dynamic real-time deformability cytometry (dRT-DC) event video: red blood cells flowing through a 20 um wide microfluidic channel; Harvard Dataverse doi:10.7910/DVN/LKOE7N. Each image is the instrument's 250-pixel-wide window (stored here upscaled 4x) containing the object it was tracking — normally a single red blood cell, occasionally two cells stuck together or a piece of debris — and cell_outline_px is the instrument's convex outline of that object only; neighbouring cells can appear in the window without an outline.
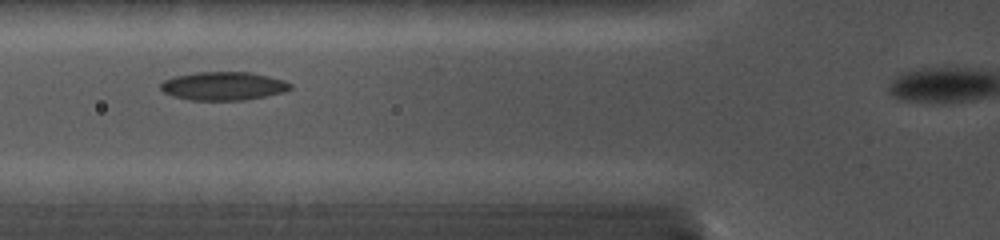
{"species": "common noctule bat (a hibernating species)", "species_latin": "Nyctalus noctula", "temperature_condition": "cold", "stored_images_in_passage": 17, "segment_of_instrument_passage": [1, 2], "camera_frame_rate_fps": 5000, "um_per_image_px": 0.085, "animal": {"sex": "female", "body_mass_g": 19.0, "forearm_length_mm": 56.7}, "frame": {"image": 1, "passage_image": 6, "time_ms": 4.2, "image_size_px": [1000, 240], "cell_outline_px": [[292, 88], [284, 92], [244, 100], [192, 100], [172, 96], [164, 92], [160, 88], [160, 84], [164, 80], [176, 76], [196, 72], [252, 72], [284, 80], [292, 84]], "centroid_in_image_um": [18.99, 7.31], "position_along_channel_um": 106.8, "area_um2": 21.44}}
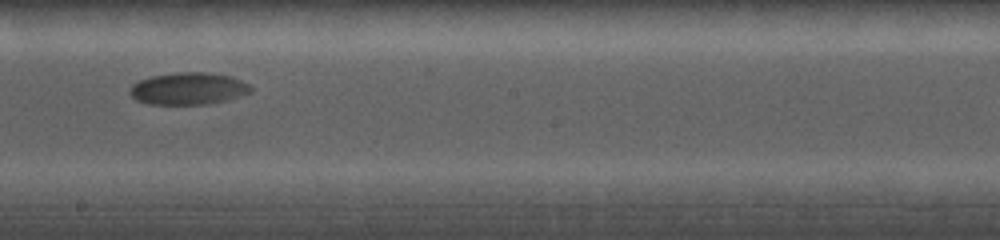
{"frame": {"image": 2, "passage_image": 10, "time_ms": 7.6, "image_size_px": [1000, 240], "cell_outline_px": [[252, 92], [240, 96], [208, 104], [148, 104], [136, 100], [128, 92], [132, 84], [140, 80], [152, 76], [180, 72], [208, 72], [232, 76], [248, 84], [252, 88]], "centroid_in_image_um": [16.0, 7.53], "position_along_channel_um": 232.2, "area_um2": 22.6}}
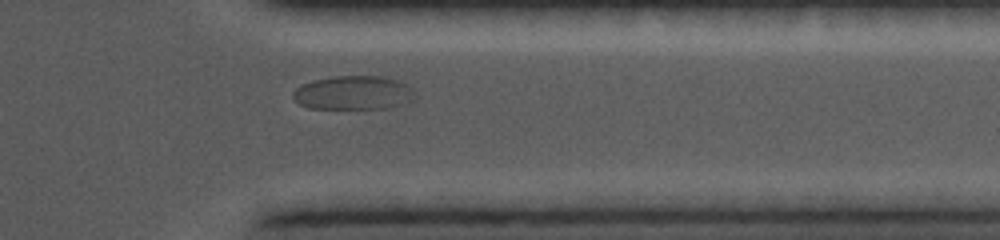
{"frame": {"image": 3, "passage_image": 15, "time_ms": 11.6, "image_size_px": [1000, 240], "cell_outline_px": [[412, 100], [388, 108], [308, 108], [300, 104], [292, 96], [292, 92], [296, 88], [312, 80], [336, 76], [384, 76], [400, 80], [408, 88]], "centroid_in_image_um": [29.96, 7.88], "position_along_channel_um": 381.4, "area_um2": 23.58}}